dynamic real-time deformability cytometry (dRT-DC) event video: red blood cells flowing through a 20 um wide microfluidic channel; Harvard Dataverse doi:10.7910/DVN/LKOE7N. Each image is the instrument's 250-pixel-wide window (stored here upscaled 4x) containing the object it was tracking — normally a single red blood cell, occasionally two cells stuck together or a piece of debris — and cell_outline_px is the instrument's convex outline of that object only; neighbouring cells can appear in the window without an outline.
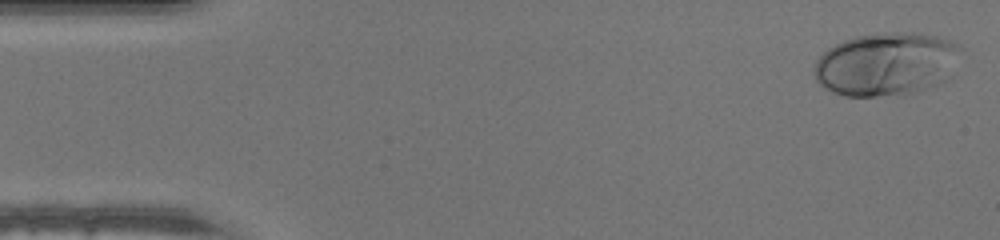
{"species": "human", "species_latin": "Homo sapiens", "temperature_condition": "warm", "stored_images_in_passage": 47, "camera_frame_rate_fps": 3000, "um_per_image_px": 0.085, "donor": {"sex": "male"}, "frame": {"image": 1, "passage_image": 1, "time_ms": 0.0, "image_size_px": [1000, 240], "cell_outline_px": [[956, 48], [944, 80], [916, 92], [904, 96], [844, 96], [832, 92], [824, 88], [816, 80], [812, 72], [812, 68], [816, 60], [828, 48], [844, 40], [856, 36], [884, 32], [920, 32], [936, 36], [948, 40], [956, 44]], "centroid_in_image_um": [75.17, 5.46], "position_along_channel_um": 9.8, "area_um2": 53.35}}
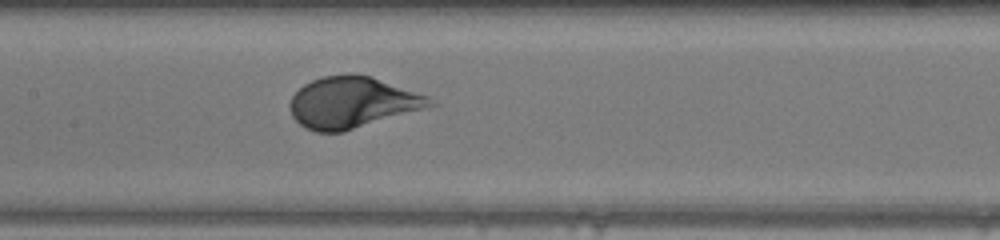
{"frame": {"image": 2, "passage_image": 22, "time_ms": 7.0, "image_size_px": [1000, 240], "cell_outline_px": [[440, 104], [344, 132], [316, 132], [304, 128], [292, 116], [288, 104], [292, 96], [304, 84], [312, 80], [324, 76], [372, 76], [428, 96]], "centroid_in_image_um": [29.96, 8.74], "position_along_channel_um": 177.4, "area_um2": 41.56}}
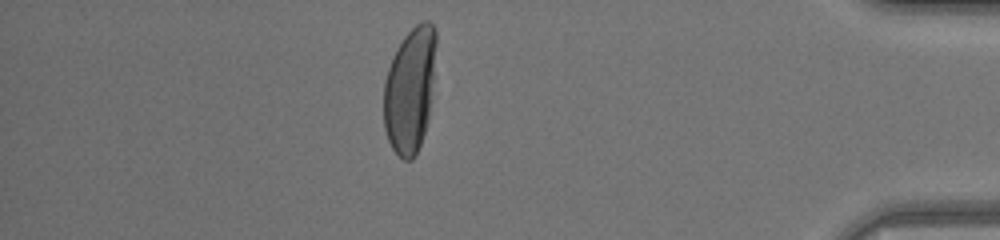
{"frame": {"image": 3, "passage_image": 41, "time_ms": 13.333, "image_size_px": [1000, 240], "cell_outline_px": [[436, 44], [432, 100], [428, 120], [416, 156], [412, 160], [404, 160], [392, 148], [388, 140], [384, 128], [384, 80], [392, 56], [396, 48], [404, 36], [416, 24], [424, 20], [428, 20], [436, 28]], "centroid_in_image_um": [34.86, 7.62], "position_along_channel_um": 400.3, "area_um2": 38.73}}